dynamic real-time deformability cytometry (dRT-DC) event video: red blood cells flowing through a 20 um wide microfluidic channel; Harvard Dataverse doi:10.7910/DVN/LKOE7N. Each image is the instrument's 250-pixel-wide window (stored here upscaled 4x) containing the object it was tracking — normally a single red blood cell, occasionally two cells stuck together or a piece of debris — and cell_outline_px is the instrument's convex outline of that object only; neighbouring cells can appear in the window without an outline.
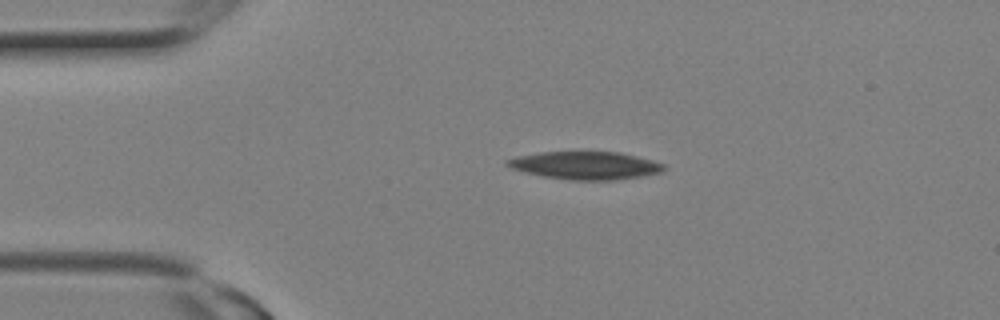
{"species": "Egyptian fruit bat (a non-hibernating species)", "species_latin": "Rousettus aegyptiacus", "temperature_condition": "room temperature", "stored_images_in_passage": 12, "camera_frame_rate_fps": 3000, "um_per_image_px": 0.085, "animal": {"sex": "female"}, "frame": {"image": 1, "passage_image": 5, "time_ms": 1.333, "image_size_px": [1000, 320], "cell_outline_px": [[668, 168], [664, 172], [644, 176], [616, 180], [572, 180], [544, 176], [512, 168], [504, 164], [504, 160], [516, 156], [540, 152], [620, 152], [652, 160], [664, 164]], "centroid_in_image_um": [49.81, 14.06], "position_along_channel_um": 35.2, "area_um2": 25.49}}
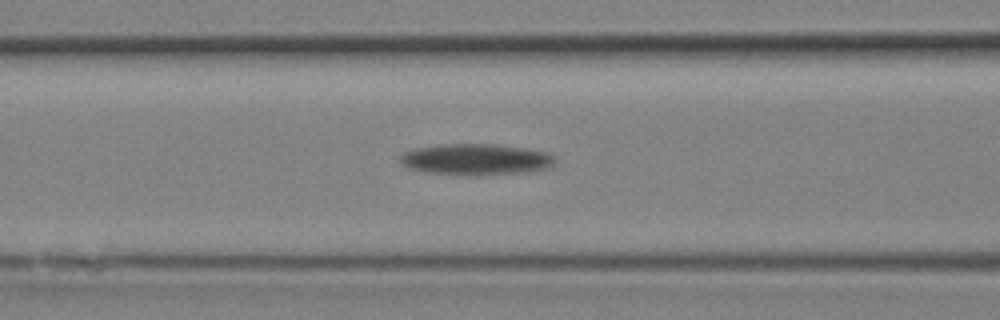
{"frame": {"image": 2, "passage_image": 10, "time_ms": 3.0, "image_size_px": [1000, 320], "cell_outline_px": [[556, 164], [548, 168], [532, 172], [424, 172], [408, 168], [400, 164], [400, 156], [404, 152], [412, 148], [440, 144], [496, 144], [528, 148], [548, 152], [556, 160]], "centroid_in_image_um": [40.46, 13.49], "position_along_channel_um": 126.1, "area_um2": 27.34}}
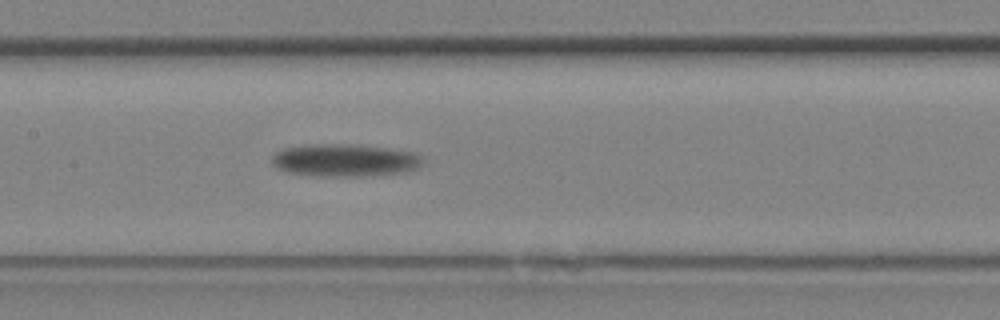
{"frame": {"image": 3, "passage_image": 12, "time_ms": 3.667, "image_size_px": [1000, 320], "cell_outline_px": [[424, 164], [408, 172], [364, 176], [316, 176], [288, 172], [276, 168], [272, 164], [272, 156], [276, 152], [284, 148], [308, 144], [352, 144], [388, 148], [416, 152], [424, 156]], "centroid_in_image_um": [29.36, 13.62], "position_along_channel_um": 178.0, "area_um2": 29.07}}